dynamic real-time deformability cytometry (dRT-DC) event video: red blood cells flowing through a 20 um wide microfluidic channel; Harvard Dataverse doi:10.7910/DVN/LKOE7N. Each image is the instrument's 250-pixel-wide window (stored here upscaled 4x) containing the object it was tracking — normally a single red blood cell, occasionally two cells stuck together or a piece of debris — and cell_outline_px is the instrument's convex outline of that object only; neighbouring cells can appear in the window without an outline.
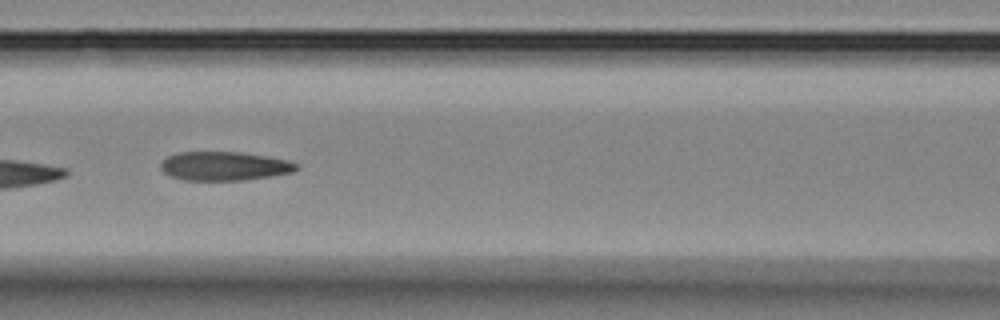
{"species": "Egyptian fruit bat (a non-hibernating species)", "species_latin": "Rousettus aegyptiacus", "temperature_condition": "room temperature", "stored_images_in_passage": 5, "camera_frame_rate_fps": 3000, "um_per_image_px": 0.085, "animal": {"sex": "female"}, "frame": {"image": 1, "passage_image": 4, "time_ms": 3.667, "image_size_px": [1000, 320], "cell_outline_px": [[300, 168], [292, 172], [268, 176], [240, 180], [184, 180], [172, 176], [164, 172], [160, 168], [160, 164], [168, 156], [176, 152], [240, 152], [268, 156], [288, 160], [300, 164]], "centroid_in_image_um": [19.08, 14.1], "position_along_channel_um": 147.5, "area_um2": 22.77}}
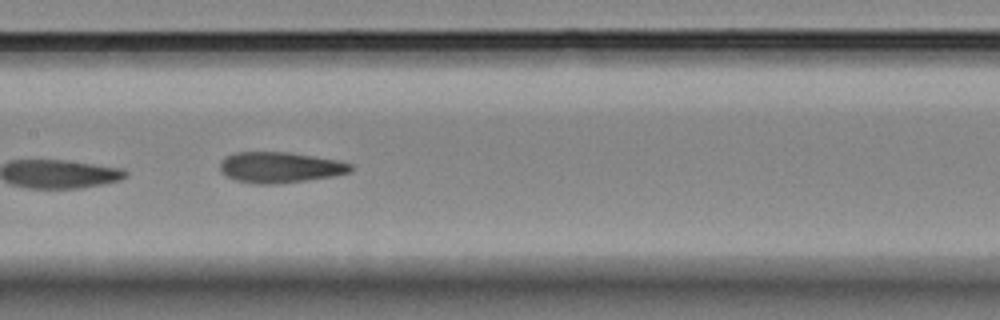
{"frame": {"image": 2, "passage_image": 5, "time_ms": 4.667, "image_size_px": [1000, 320], "cell_outline_px": [[352, 172], [332, 176], [304, 180], [268, 184], [256, 184], [236, 180], [228, 176], [220, 168], [220, 160], [224, 156], [236, 152], [288, 152], [336, 160], [352, 164]], "centroid_in_image_um": [23.78, 14.21], "position_along_channel_um": 183.6, "area_um2": 23.12}}